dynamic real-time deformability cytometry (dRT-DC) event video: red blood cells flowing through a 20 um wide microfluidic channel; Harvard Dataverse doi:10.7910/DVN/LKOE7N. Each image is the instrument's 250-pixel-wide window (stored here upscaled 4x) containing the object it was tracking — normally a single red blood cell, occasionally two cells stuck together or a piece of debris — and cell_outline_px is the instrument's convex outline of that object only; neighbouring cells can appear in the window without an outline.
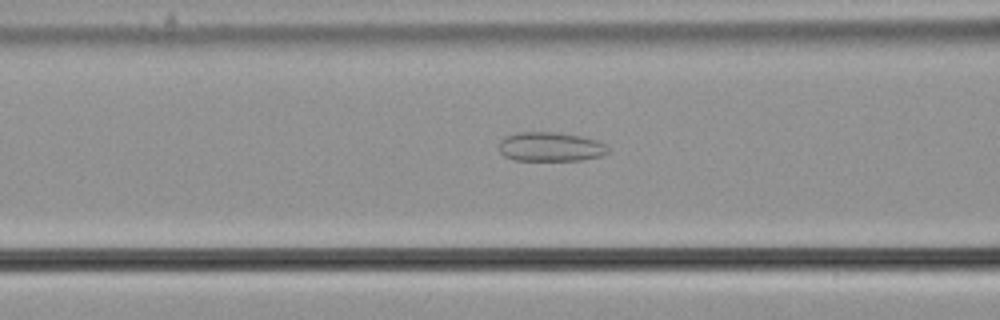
{"species": "common noctule bat (a hibernating species)", "species_latin": "Nyctalus noctula", "temperature_condition": "cold", "stored_images_in_passage": 38, "camera_frame_rate_fps": 3000, "um_per_image_px": 0.085, "animal": {"sex": "male", "body_mass_g": 21.5, "forearm_length_mm": 52.0}, "frame": {"image": 1, "passage_image": 5, "time_ms": 1.333, "image_size_px": [1000, 320], "cell_outline_px": [[608, 152], [600, 156], [580, 160], [516, 160], [504, 156], [500, 152], [500, 140], [504, 136], [516, 132], [556, 132], [580, 136], [596, 140], [604, 144], [608, 148]], "centroid_in_image_um": [46.75, 12.47], "position_along_channel_um": 119.8, "area_um2": 18.5}}
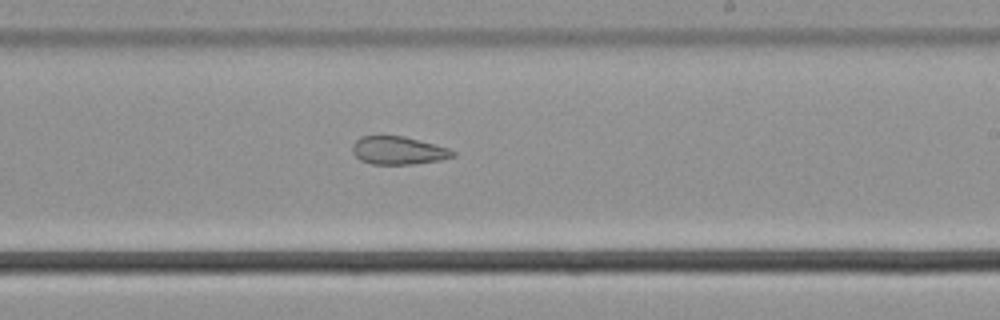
{"frame": {"image": 2, "passage_image": 16, "time_ms": 5.0, "image_size_px": [1000, 320], "cell_outline_px": [[456, 156], [440, 160], [412, 164], [372, 164], [360, 160], [352, 152], [352, 144], [360, 136], [404, 136], [448, 148], [456, 152]], "centroid_in_image_um": [33.84, 12.79], "position_along_channel_um": 255.2, "area_um2": 16.36}}
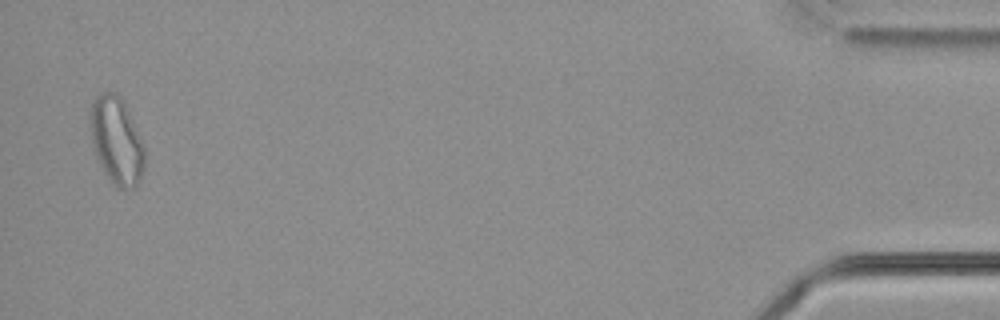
{"frame": {"image": 3, "passage_image": 37, "time_ms": 12.0, "image_size_px": [1000, 320], "cell_outline_px": [[144, 168], [140, 180], [132, 188], [120, 188], [104, 172], [96, 156], [92, 144], [92, 100], [96, 96], [104, 92], [116, 92], [120, 96], [144, 144]], "centroid_in_image_um": [9.93, 11.95], "position_along_channel_um": 425.3, "area_um2": 26.82}, "authors_computed_cell_mechanics": {"area_um2": 18.4382, "velocity_mm_per_s": 3.6943, "shape_relaxation_time_tau1_ms": null, "shape_relaxation_time_tau2_ms": 2.0879, "deformation_change_tau1": null, "deformation_change_tau2": 0.09}}